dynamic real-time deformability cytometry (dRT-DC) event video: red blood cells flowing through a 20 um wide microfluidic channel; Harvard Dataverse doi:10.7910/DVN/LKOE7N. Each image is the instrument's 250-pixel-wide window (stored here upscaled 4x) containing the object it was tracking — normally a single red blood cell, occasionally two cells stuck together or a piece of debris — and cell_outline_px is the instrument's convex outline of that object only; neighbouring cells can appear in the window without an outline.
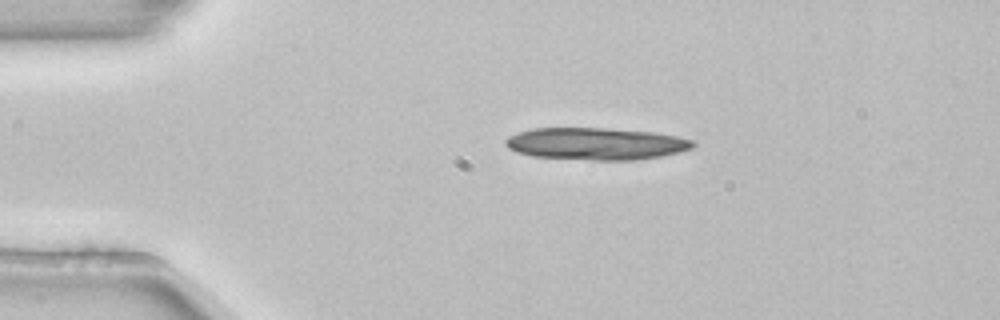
{"species": "common noctule bat (a hibernating species)", "species_latin": "Nyctalus noctula", "temperature_condition": "room temperature", "stored_images_in_passage": 2, "camera_frame_rate_fps": 3000, "um_per_image_px": 0.085, "animal": {"sex": "female", "body_mass_g": 22.7, "forearm_length_mm": 54.2}, "frame": {"image": 1, "passage_image": 1, "time_ms": 0.0, "image_size_px": [1000, 320], "cell_outline_px": [[696, 144], [692, 148], [680, 152], [660, 156], [636, 160], [592, 160], [532, 156], [516, 152], [508, 148], [504, 144], [504, 140], [508, 136], [532, 128], [604, 128], [656, 132], [696, 140]], "centroid_in_image_um": [50.67, 12.21], "position_along_channel_um": 34.3, "area_um2": 35.32}}